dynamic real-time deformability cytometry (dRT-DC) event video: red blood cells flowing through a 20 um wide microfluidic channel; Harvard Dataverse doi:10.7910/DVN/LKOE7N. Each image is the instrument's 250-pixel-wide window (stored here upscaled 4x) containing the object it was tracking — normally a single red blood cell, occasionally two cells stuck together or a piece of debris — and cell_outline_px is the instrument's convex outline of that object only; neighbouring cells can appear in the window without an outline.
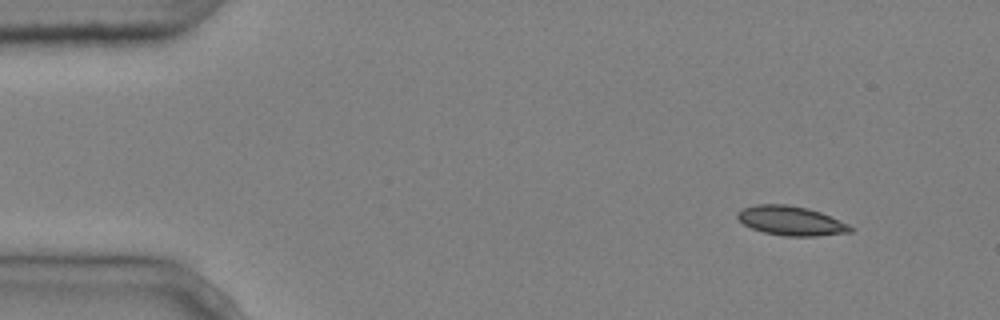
{"species": "common noctule bat (a hibernating species)", "species_latin": "Nyctalus noctula", "temperature_condition": "cold", "stored_images_in_passage": 5, "camera_frame_rate_fps": 3000, "um_per_image_px": 0.085, "animal": {"sex": "male", "body_mass_g": 20.4}, "frame": {"image": 1, "passage_image": 1, "time_ms": 0.0, "image_size_px": [1000, 320], "cell_outline_px": [[856, 228], [852, 232], [816, 236], [784, 236], [764, 232], [752, 228], [744, 224], [736, 216], [736, 212], [744, 208], [756, 204], [788, 204], [808, 208], [820, 212], [848, 224]], "centroid_in_image_um": [67.25, 18.76], "position_along_channel_um": 17.8, "area_um2": 19.31}}
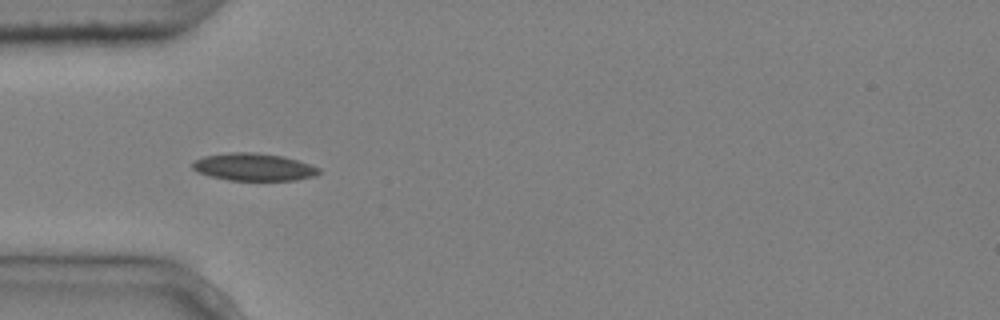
{"frame": {"image": 2, "passage_image": 4, "time_ms": 1.0, "image_size_px": [1000, 320], "cell_outline_px": [[320, 172], [316, 176], [296, 180], [228, 180], [196, 172], [192, 168], [192, 164], [196, 160], [204, 156], [228, 152], [256, 152], [284, 156], [320, 168]], "centroid_in_image_um": [21.57, 14.19], "position_along_channel_um": 63.4, "area_um2": 20.23}}